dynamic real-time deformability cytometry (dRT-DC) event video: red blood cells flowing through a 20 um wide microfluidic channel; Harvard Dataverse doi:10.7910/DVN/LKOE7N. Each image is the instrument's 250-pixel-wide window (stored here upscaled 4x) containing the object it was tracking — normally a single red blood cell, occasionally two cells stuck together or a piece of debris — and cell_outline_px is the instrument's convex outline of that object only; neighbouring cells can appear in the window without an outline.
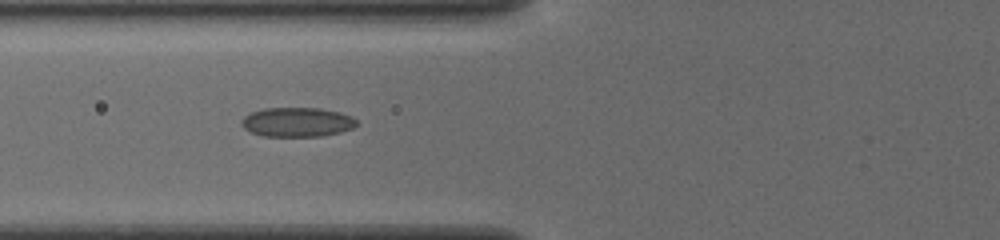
{"species": "common noctule bat (a hibernating species)", "species_latin": "Nyctalus noctula", "temperature_condition": "cold", "stored_images_in_passage": 37, "camera_frame_rate_fps": 3000, "um_per_image_px": 0.085, "animal": {"sex": "female", "body_mass_g": 19.5, "forearm_length_mm": 54.1}, "frame": {"image": 1, "passage_image": 6, "time_ms": 1.667, "image_size_px": [1000, 240], "cell_outline_px": [[356, 124], [352, 128], [340, 132], [320, 136], [264, 136], [252, 132], [244, 128], [240, 124], [240, 120], [244, 116], [252, 112], [264, 108], [320, 108], [340, 112], [352, 116], [356, 120]], "centroid_in_image_um": [25.24, 10.37], "position_along_channel_um": 100.6, "area_um2": 19.65}}
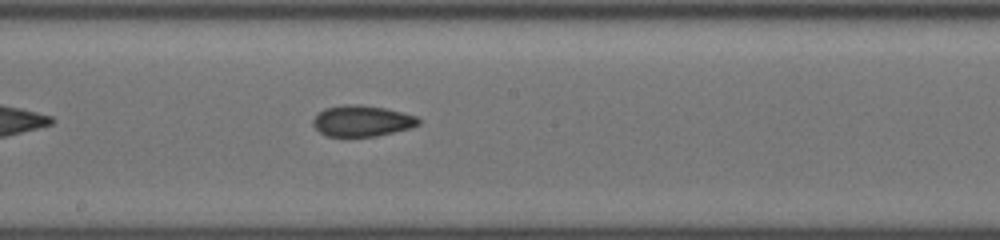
{"frame": {"image": 2, "passage_image": 15, "time_ms": 4.667, "image_size_px": [1000, 240], "cell_outline_px": [[420, 124], [412, 128], [376, 136], [328, 136], [320, 132], [312, 124], [312, 120], [324, 108], [344, 104], [360, 104], [384, 108], [416, 116], [420, 120]], "centroid_in_image_um": [30.77, 10.27], "position_along_channel_um": 217.4, "area_um2": 19.02}}
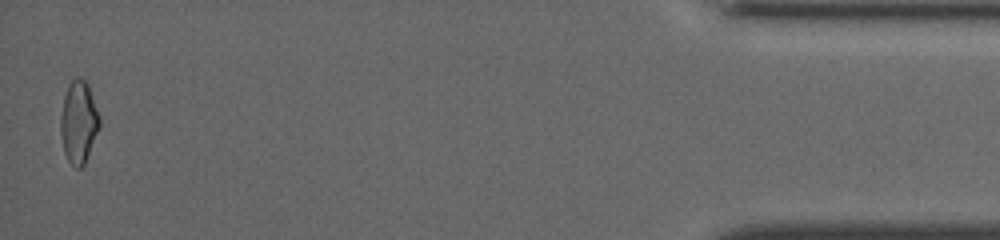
{"frame": {"image": 3, "passage_image": 37, "time_ms": 12.0, "image_size_px": [1000, 240], "cell_outline_px": [[100, 128], [84, 164], [80, 168], [76, 168], [68, 160], [64, 152], [60, 132], [60, 116], [64, 96], [68, 84], [76, 76], [80, 76], [88, 84], [100, 116]], "centroid_in_image_um": [6.69, 10.35], "position_along_channel_um": 428.5, "area_um2": 18.84}, "authors_computed_cell_mechanics": {"area_um2": 18.785, "velocity_mm_per_s": 3.8885, "shape_relaxation_time_tau1_ms": null, "shape_relaxation_time_tau2_ms": 1.9421, "deformation_change_tau1": null, "deformation_change_tau2": 0.0749}}